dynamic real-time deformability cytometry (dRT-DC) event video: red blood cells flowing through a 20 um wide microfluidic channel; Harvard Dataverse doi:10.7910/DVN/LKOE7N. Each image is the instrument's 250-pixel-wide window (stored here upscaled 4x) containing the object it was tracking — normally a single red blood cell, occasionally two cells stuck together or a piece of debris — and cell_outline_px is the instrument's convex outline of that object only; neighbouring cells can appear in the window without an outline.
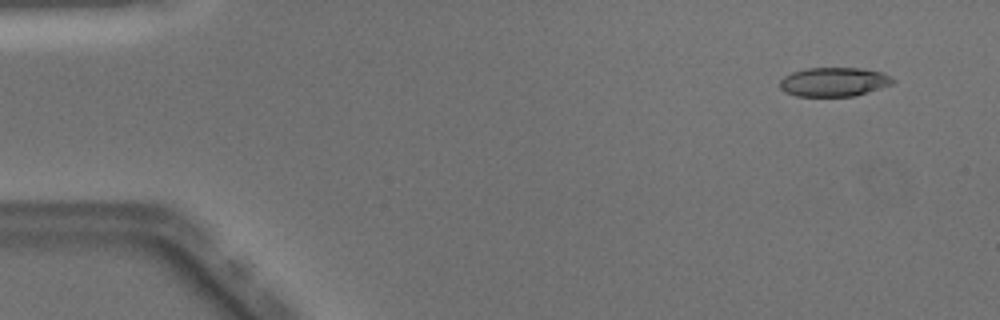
{"species": "Egyptian fruit bat (a non-hibernating species)", "species_latin": "Rousettus aegyptiacus", "temperature_condition": "warm", "stored_images_in_passage": 50, "camera_frame_rate_fps": 3000, "um_per_image_px": 0.085, "animal": {"sex": "male"}, "frame": {"image": 1, "passage_image": 4, "time_ms": 1.0, "image_size_px": [1000, 320], "cell_outline_px": [[896, 80], [892, 84], [856, 96], [796, 96], [784, 92], [780, 88], [780, 80], [784, 76], [792, 72], [808, 68], [864, 68], [884, 72]], "centroid_in_image_um": [70.9, 6.96], "position_along_channel_um": 14.1, "area_um2": 19.31}}
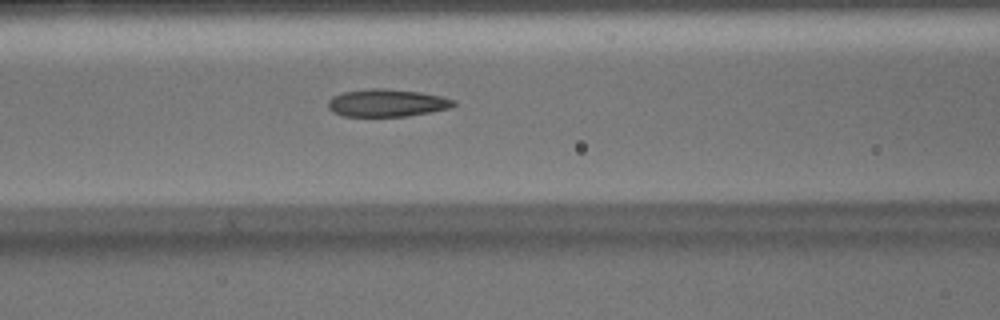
{"frame": {"image": 2, "passage_image": 21, "time_ms": 6.667, "image_size_px": [1000, 320], "cell_outline_px": [[456, 104], [448, 108], [408, 116], [344, 116], [332, 112], [328, 108], [328, 100], [332, 96], [344, 92], [368, 88], [380, 88], [420, 92], [444, 96], [456, 100]], "centroid_in_image_um": [32.88, 8.74], "position_along_channel_um": 133.7, "area_um2": 20.17}}
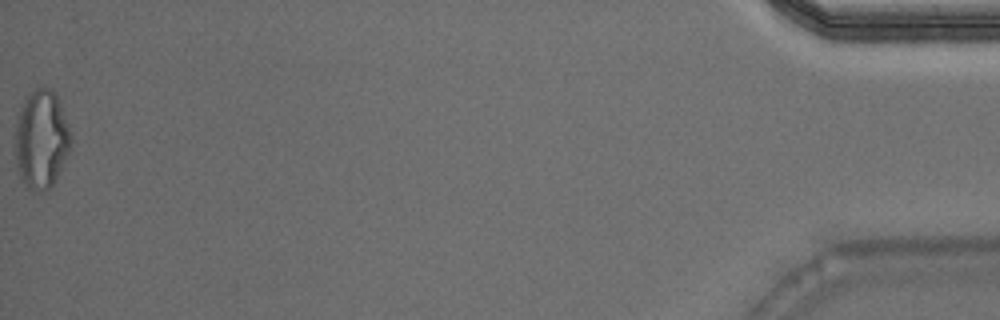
{"frame": {"image": 3, "passage_image": 50, "time_ms": 16.333, "image_size_px": [1000, 320], "cell_outline_px": [[72, 140], [68, 152], [52, 184], [48, 188], [28, 188], [20, 176], [16, 164], [16, 120], [24, 96], [28, 92], [36, 88], [52, 88], [56, 92], [68, 124], [72, 136]], "centroid_in_image_um": [3.51, 11.73], "position_along_channel_um": 431.7, "area_um2": 31.56}, "authors_computed_cell_mechanics": {"area_um2": 20.3167, "velocity_mm_per_s": 4.0852, "shape_relaxation_time_tau1_ms": null, "shape_relaxation_time_tau2_ms": 1.3896, "deformation_change_tau1": null, "deformation_change_tau2": 0.1065}}